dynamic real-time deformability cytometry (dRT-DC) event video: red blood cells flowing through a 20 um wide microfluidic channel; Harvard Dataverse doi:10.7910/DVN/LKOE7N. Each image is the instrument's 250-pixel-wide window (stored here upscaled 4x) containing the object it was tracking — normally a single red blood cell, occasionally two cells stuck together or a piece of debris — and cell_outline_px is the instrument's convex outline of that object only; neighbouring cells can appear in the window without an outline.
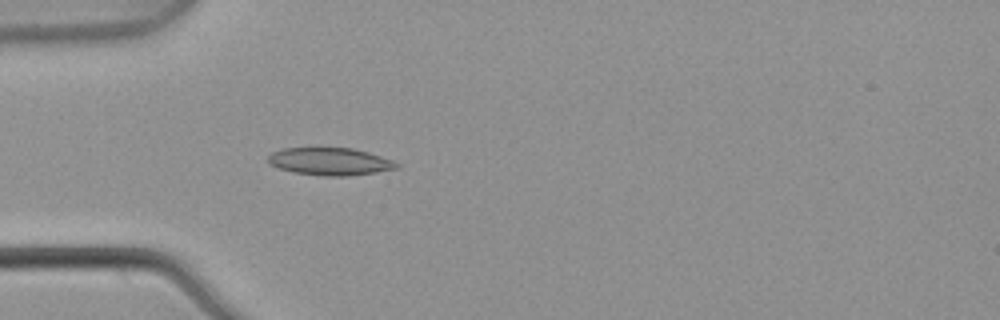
{"species": "common noctule bat (a hibernating species)", "species_latin": "Nyctalus noctula", "temperature_condition": "warm", "stored_images_in_passage": 4, "camera_frame_rate_fps": 3000, "um_per_image_px": 0.085, "animal": {"sex": "male", "body_mass_g": 21.5, "forearm_length_mm": 52.0}, "frame": {"image": 1, "passage_image": 4, "time_ms": 1.0, "image_size_px": [1000, 320], "cell_outline_px": [[400, 168], [376, 172], [344, 176], [324, 176], [292, 172], [268, 164], [268, 156], [272, 152], [284, 148], [352, 148], [368, 152], [392, 160], [400, 164]], "centroid_in_image_um": [28.05, 13.73], "position_along_channel_um": 56.9, "area_um2": 20.58}}